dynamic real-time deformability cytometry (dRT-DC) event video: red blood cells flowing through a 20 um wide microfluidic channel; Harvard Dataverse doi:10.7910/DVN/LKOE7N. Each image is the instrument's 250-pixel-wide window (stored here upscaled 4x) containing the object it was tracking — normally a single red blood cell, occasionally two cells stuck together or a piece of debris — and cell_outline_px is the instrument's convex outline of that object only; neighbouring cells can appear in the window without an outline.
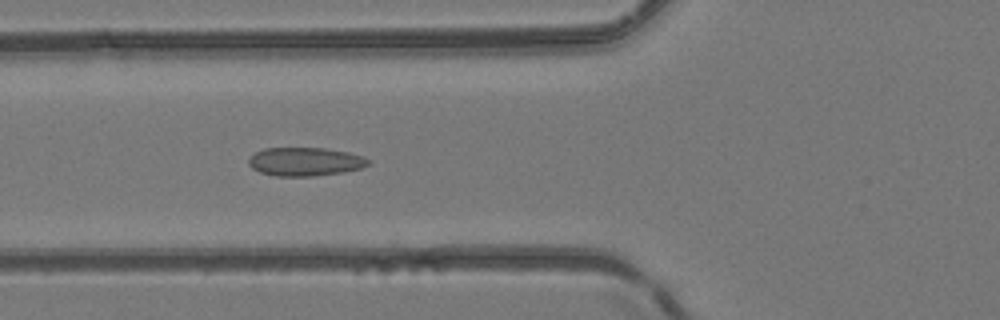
{"species": "common noctule bat (a hibernating species)", "species_latin": "Nyctalus noctula", "temperature_condition": "room temperature", "stored_images_in_passage": 5, "camera_frame_rate_fps": 3000, "um_per_image_px": 0.085, "animal": {"sex": "female", "body_mass_g": 24.6, "forearm_length_mm": 56.2}, "frame": {"image": 1, "passage_image": 5, "time_ms": 6.0, "image_size_px": [1000, 320], "cell_outline_px": [[372, 160], [368, 164], [360, 168], [344, 172], [312, 176], [276, 176], [260, 172], [252, 168], [248, 164], [248, 160], [256, 152], [264, 148], [324, 148], [348, 152], [364, 156]], "centroid_in_image_um": [25.95, 13.74], "position_along_channel_um": 99.8, "area_um2": 19.88}}